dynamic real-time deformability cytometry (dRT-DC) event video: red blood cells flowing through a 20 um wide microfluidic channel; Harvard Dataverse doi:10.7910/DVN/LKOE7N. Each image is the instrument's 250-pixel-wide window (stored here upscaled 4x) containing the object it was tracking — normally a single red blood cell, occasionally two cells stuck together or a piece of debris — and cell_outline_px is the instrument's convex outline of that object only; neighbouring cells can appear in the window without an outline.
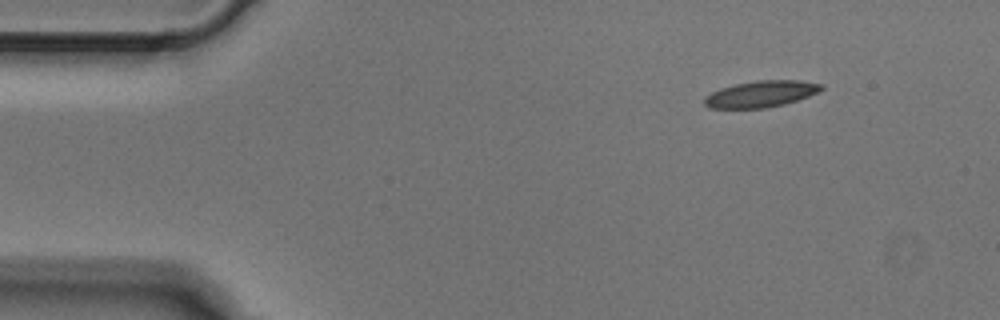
{"species": "Egyptian fruit bat (a non-hibernating species)", "species_latin": "Rousettus aegyptiacus", "temperature_condition": "cold", "stored_images_in_passage": 3, "camera_frame_rate_fps": 3000, "um_per_image_px": 0.085, "animal": {"sex": "male"}, "frame": {"image": 1, "passage_image": 1, "time_ms": 0.0, "image_size_px": [1000, 320], "cell_outline_px": [[824, 88], [808, 96], [784, 104], [764, 108], [708, 108], [704, 104], [704, 96], [720, 88], [736, 84], [756, 80], [800, 80], [824, 84]], "centroid_in_image_um": [64.67, 7.98], "position_along_channel_um": 20.3, "area_um2": 17.98}}
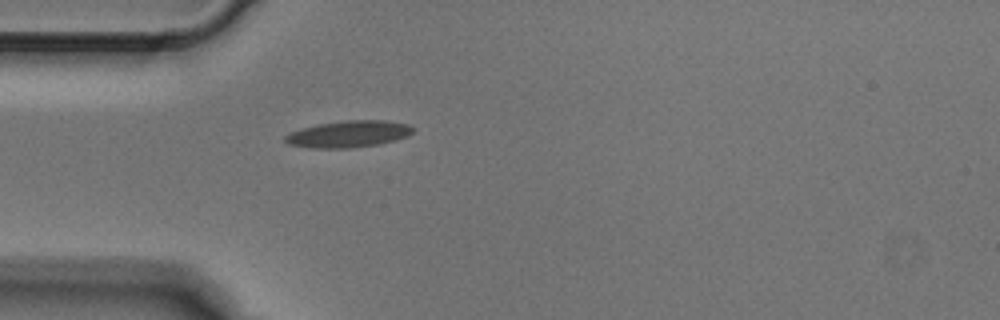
{"frame": {"image": 2, "passage_image": 3, "time_ms": 0.667, "image_size_px": [1000, 320], "cell_outline_px": [[416, 128], [408, 136], [396, 140], [380, 144], [352, 148], [312, 148], [288, 144], [284, 140], [284, 136], [300, 128], [320, 124], [344, 120], [384, 120], [408, 124]], "centroid_in_image_um": [29.65, 11.39], "position_along_channel_um": 55.3, "area_um2": 20.0}}